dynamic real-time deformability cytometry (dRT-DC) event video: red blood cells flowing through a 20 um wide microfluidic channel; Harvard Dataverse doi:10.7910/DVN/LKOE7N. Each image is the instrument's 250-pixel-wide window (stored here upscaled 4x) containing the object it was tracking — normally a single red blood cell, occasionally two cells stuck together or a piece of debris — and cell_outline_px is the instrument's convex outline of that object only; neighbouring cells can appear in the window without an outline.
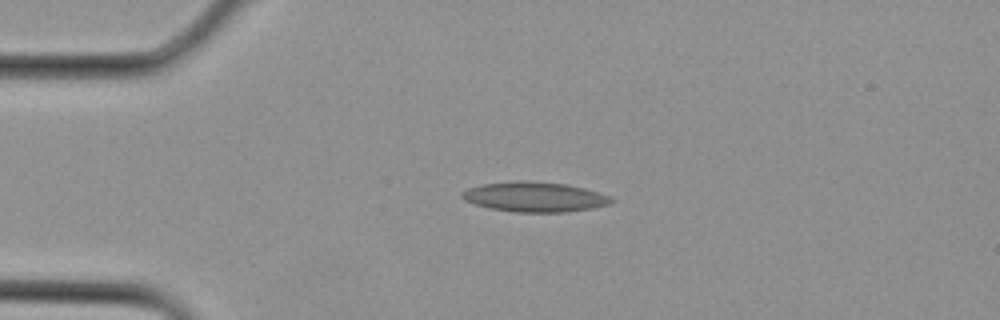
{"species": "Egyptian fruit bat (a non-hibernating species)", "species_latin": "Rousettus aegyptiacus", "temperature_condition": "cold", "stored_images_in_passage": 1, "camera_frame_rate_fps": 3000, "um_per_image_px": 0.085, "animal": {"sex": "female"}, "frame": {"image": 1, "passage_image": 1, "time_ms": 0.0, "image_size_px": [1000, 320], "cell_outline_px": [[616, 200], [612, 204], [592, 208], [568, 212], [516, 212], [492, 208], [476, 204], [464, 200], [460, 196], [460, 192], [468, 188], [484, 184], [568, 184], [584, 188], [608, 196]], "centroid_in_image_um": [45.51, 16.79], "position_along_channel_um": 39.5, "area_um2": 24.74}}